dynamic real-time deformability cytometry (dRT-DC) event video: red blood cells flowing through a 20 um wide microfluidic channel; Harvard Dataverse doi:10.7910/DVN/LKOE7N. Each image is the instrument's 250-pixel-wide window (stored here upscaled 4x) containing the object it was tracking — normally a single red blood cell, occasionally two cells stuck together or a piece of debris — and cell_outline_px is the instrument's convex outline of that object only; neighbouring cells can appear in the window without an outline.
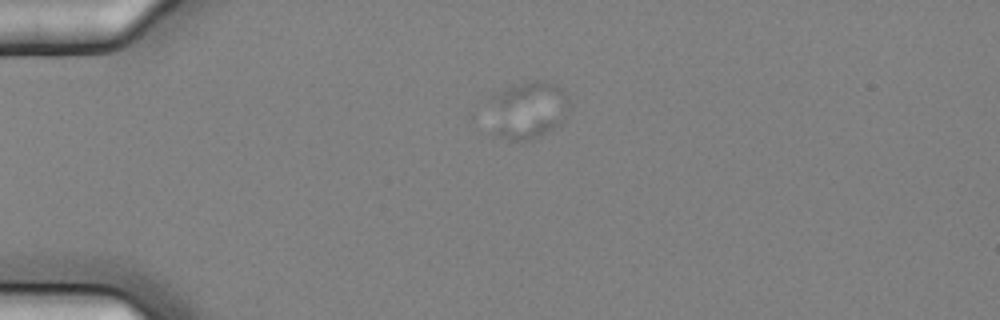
{"species": "common noctule bat (a hibernating species)", "species_latin": "Nyctalus noctula", "temperature_condition": "cold", "stored_images_in_passage": 6, "camera_frame_rate_fps": 3000, "um_per_image_px": 0.085, "animal": {"sex": "female", "body_mass_g": 25.1}, "frame": {"image": 1, "passage_image": 5, "time_ms": 1.333, "image_size_px": [1000, 320], "cell_outline_px": [[568, 112], [564, 120], [560, 124], [532, 140], [512, 140], [496, 136], [492, 132], [488, 100], [492, 96], [512, 84], [524, 80], [544, 80], [556, 84], [560, 88], [568, 100]], "centroid_in_image_um": [44.82, 9.33], "position_along_channel_um": 40.2, "area_um2": 27.46}}